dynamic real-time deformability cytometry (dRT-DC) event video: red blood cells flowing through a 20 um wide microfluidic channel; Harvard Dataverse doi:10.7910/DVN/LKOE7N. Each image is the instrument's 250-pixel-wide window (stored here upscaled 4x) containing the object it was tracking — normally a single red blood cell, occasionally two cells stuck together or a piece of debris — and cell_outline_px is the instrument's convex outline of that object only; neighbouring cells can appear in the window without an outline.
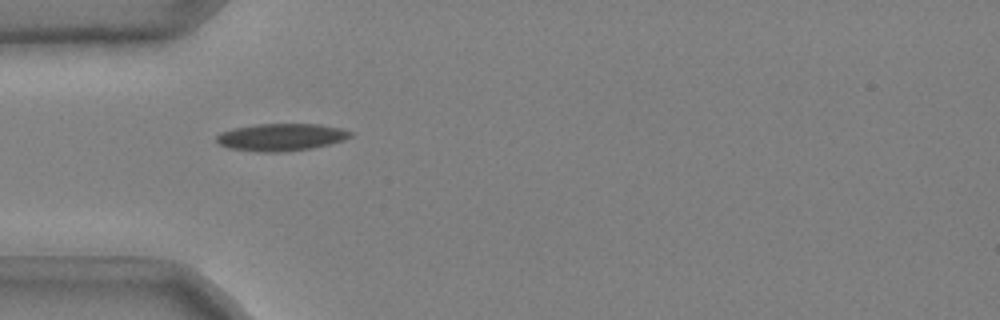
{"species": "common noctule bat (a hibernating species)", "species_latin": "Nyctalus noctula", "temperature_condition": "cold", "stored_images_in_passage": 33, "camera_frame_rate_fps": 3000, "um_per_image_px": 0.085, "animal": {"sex": "male", "body_mass_g": 20.4}, "frame": {"image": 1, "passage_image": 1, "time_ms": 0.0, "image_size_px": [1000, 320], "cell_outline_px": [[352, 136], [344, 140], [312, 148], [284, 152], [256, 152], [228, 148], [220, 144], [216, 140], [216, 136], [220, 132], [232, 128], [256, 124], [320, 124], [340, 128], [352, 132]], "centroid_in_image_um": [23.87, 11.66], "position_along_channel_um": 61.1, "area_um2": 21.44}}
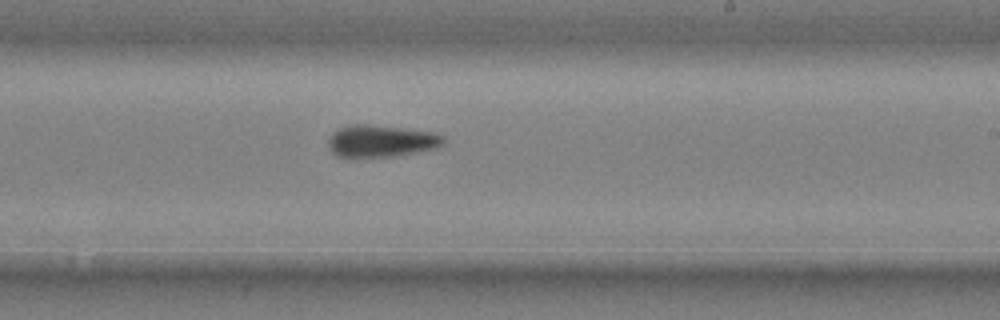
{"frame": {"image": 2, "passage_image": 17, "time_ms": 5.333, "image_size_px": [1000, 320], "cell_outline_px": [[444, 144], [436, 148], [396, 156], [352, 160], [336, 156], [328, 148], [328, 140], [332, 132], [340, 128], [352, 124], [368, 124], [436, 132], [444, 136]], "centroid_in_image_um": [32.34, 12.03], "position_along_channel_um": 256.7, "area_um2": 22.31}}
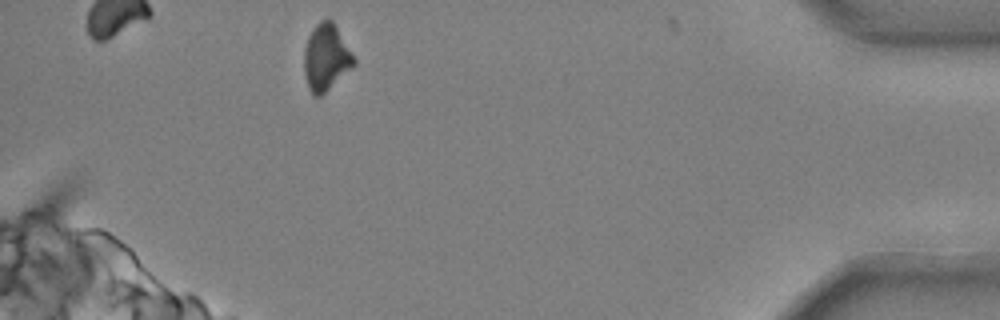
{"frame": {"image": 3, "passage_image": 33, "time_ms": 10.667, "image_size_px": [1000, 320], "cell_outline_px": [[356, 64], [352, 68], [320, 96], [312, 96], [308, 88], [304, 72], [304, 48], [308, 36], [312, 28], [320, 20], [332, 20], [356, 60]], "centroid_in_image_um": [27.69, 4.89], "position_along_channel_um": 407.5, "area_um2": 19.19}}